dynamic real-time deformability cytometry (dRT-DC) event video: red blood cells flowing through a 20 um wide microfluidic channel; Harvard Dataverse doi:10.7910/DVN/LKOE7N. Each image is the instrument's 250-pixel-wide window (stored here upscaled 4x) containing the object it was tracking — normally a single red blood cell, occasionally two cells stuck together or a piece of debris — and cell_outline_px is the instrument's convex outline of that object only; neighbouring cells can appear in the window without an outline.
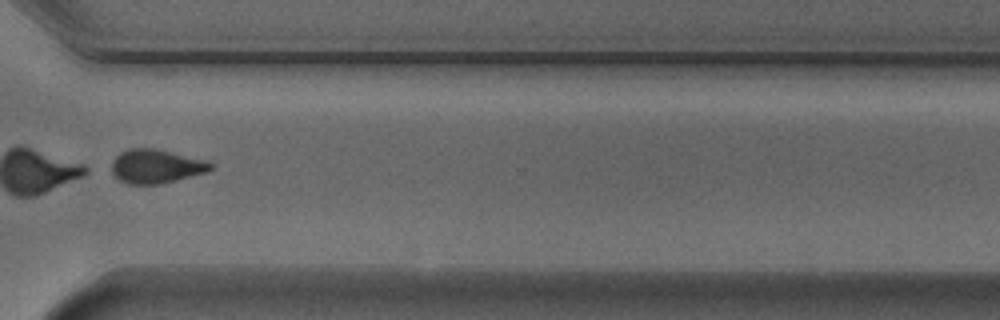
{"species": "Egyptian fruit bat (a non-hibernating species)", "species_latin": "Rousettus aegyptiacus", "temperature_condition": "cold", "stored_images_in_passage": 52, "segment_of_instrument_passage": [2, 2], "camera_frame_rate_fps": 3000, "um_per_image_px": 0.085, "animal": {"sex": "male"}, "frame": {"image": 1, "passage_image": 39, "time_ms": 12.667, "image_size_px": [1000, 320], "cell_outline_px": [[212, 168], [208, 172], [160, 184], [128, 184], [120, 180], [112, 172], [112, 160], [120, 152], [128, 148], [156, 148], [208, 160], [212, 164]], "centroid_in_image_um": [13.28, 14.12], "position_along_channel_um": 357.3, "area_um2": 19.71}}